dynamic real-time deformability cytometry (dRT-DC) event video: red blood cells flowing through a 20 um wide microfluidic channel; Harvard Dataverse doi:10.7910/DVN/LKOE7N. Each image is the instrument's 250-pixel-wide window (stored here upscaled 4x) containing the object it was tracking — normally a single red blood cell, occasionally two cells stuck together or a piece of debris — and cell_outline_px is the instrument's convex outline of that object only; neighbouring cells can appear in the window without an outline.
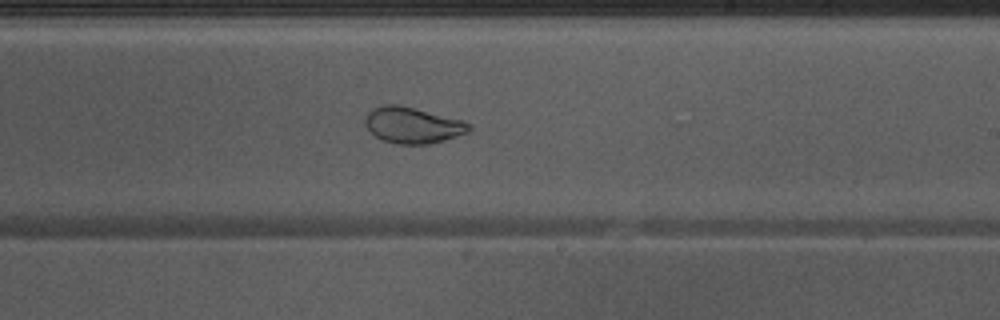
{"species": "Egyptian fruit bat (a non-hibernating species)", "species_latin": "Rousettus aegyptiacus", "temperature_condition": "warm", "stored_images_in_passage": 51, "camera_frame_rate_fps": 3000, "um_per_image_px": 0.085, "animal": {"sex": "male"}, "frame": {"image": 1, "passage_image": 30, "time_ms": 9.667, "image_size_px": [1000, 320], "cell_outline_px": [[472, 128], [468, 132], [444, 140], [428, 144], [396, 144], [380, 140], [364, 124], [364, 116], [372, 108], [380, 104], [396, 104], [464, 120], [472, 124]], "centroid_in_image_um": [35.06, 10.64], "position_along_channel_um": 253.9, "area_um2": 22.02}}
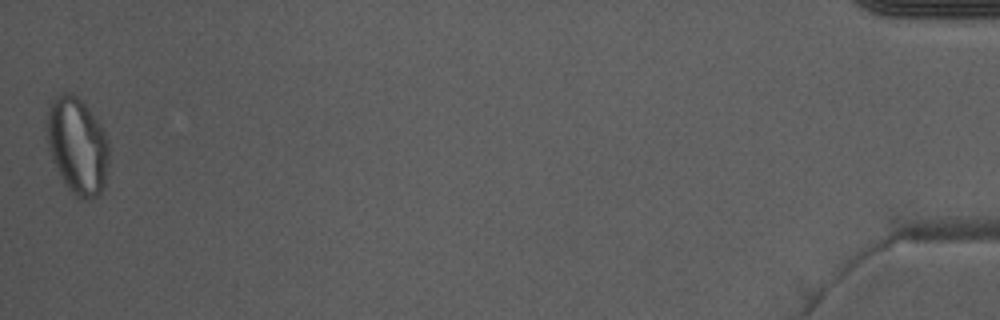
{"frame": {"image": 2, "passage_image": 51, "time_ms": 16.667, "image_size_px": [1000, 320], "cell_outline_px": [[108, 164], [104, 188], [96, 196], [88, 200], [80, 200], [64, 184], [48, 152], [44, 136], [44, 124], [48, 108], [52, 100], [64, 92], [68, 92], [84, 100], [100, 124], [108, 140]], "centroid_in_image_um": [6.53, 12.37], "position_along_channel_um": 428.7, "area_um2": 35.95}}